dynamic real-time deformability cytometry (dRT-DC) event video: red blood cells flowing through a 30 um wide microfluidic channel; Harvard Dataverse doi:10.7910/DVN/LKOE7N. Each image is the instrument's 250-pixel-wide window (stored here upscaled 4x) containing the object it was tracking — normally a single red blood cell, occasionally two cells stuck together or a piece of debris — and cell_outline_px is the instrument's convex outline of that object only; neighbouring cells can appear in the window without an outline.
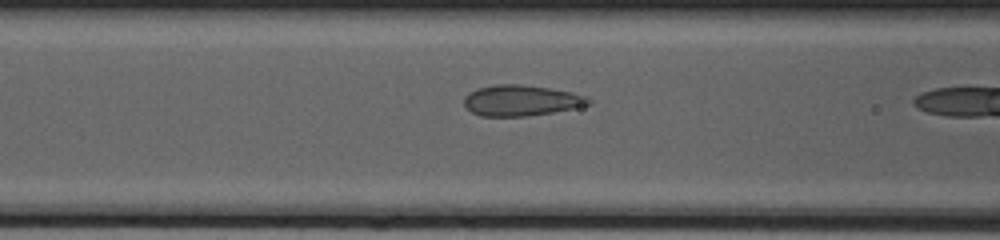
{"species": "common noctule bat (a hibernating species)", "species_latin": "Nyctalus noctula", "temperature_condition": "cold", "stored_images_in_passage": 29, "camera_frame_rate_fps": 3000, "um_per_image_px": 0.085, "animal": {"sex": "female", "body_mass_g": 20.0, "forearm_length_mm": 54.0}, "frame": {"image": 1, "passage_image": 13, "time_ms": 4.0, "image_size_px": [1000, 240], "cell_outline_px": [[592, 104], [552, 112], [528, 116], [480, 116], [472, 112], [464, 104], [464, 96], [468, 92], [476, 88], [496, 84], [520, 84], [548, 88], [572, 92], [588, 96], [592, 100]], "centroid_in_image_um": [44.29, 8.53], "position_along_channel_um": 122.3, "area_um2": 22.43}}
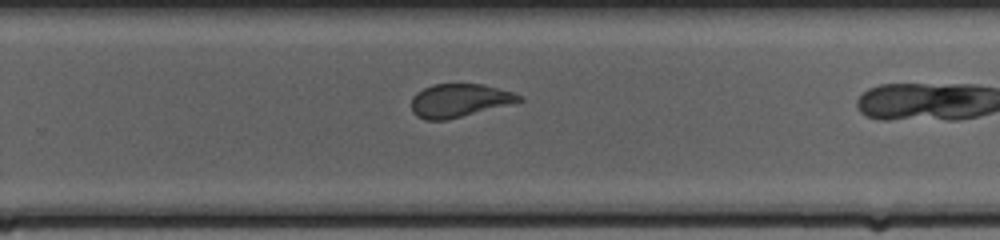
{"frame": {"image": 2, "passage_image": 25, "time_ms": 8.0, "image_size_px": [1000, 240], "cell_outline_px": [[524, 100], [512, 104], [448, 120], [424, 120], [416, 116], [412, 112], [412, 96], [416, 92], [432, 84], [484, 84], [512, 92], [520, 96]], "centroid_in_image_um": [39.02, 8.55], "position_along_channel_um": 290.8, "area_um2": 21.04}}